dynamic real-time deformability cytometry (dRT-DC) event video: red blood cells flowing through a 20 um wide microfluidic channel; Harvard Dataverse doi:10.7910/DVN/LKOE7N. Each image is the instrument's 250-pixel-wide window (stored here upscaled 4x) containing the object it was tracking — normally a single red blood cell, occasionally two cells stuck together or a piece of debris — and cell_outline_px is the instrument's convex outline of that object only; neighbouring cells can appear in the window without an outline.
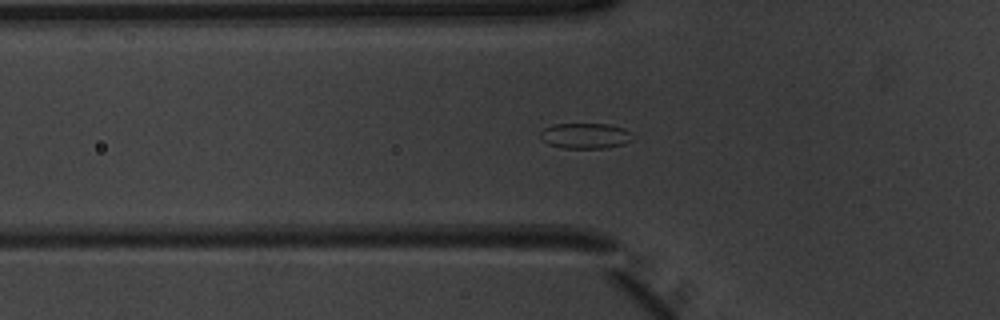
{"species": "common noctule bat (a hibernating species)", "species_latin": "Nyctalus noctula", "temperature_condition": "warm", "stored_images_in_passage": 37, "camera_frame_rate_fps": 3000, "um_per_image_px": 0.085, "animal": {"sex": "male", "body_mass_g": 20.1, "forearm_length_mm": 53.5}, "frame": {"image": 1, "passage_image": 2, "time_ms": 0.333, "image_size_px": [1000, 320], "cell_outline_px": [[632, 140], [624, 144], [604, 148], [564, 148], [548, 144], [540, 140], [540, 132], [544, 128], [552, 124], [608, 124], [624, 128], [632, 132]], "centroid_in_image_um": [49.74, 11.54], "position_along_channel_um": 76.1, "area_um2": 13.87}}
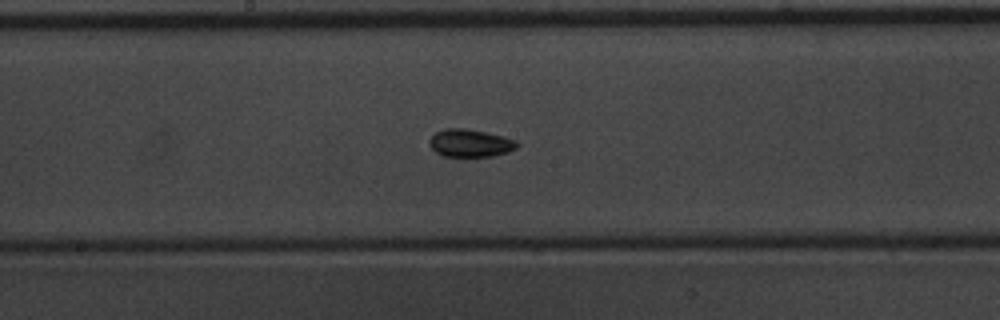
{"frame": {"image": 2, "passage_image": 12, "time_ms": 3.667, "image_size_px": [1000, 320], "cell_outline_px": [[520, 144], [516, 148], [508, 152], [492, 156], [444, 156], [436, 152], [428, 144], [428, 140], [436, 132], [444, 128], [468, 128], [504, 136], [516, 140]], "centroid_in_image_um": [39.97, 12.15], "position_along_channel_um": 208.2, "area_um2": 14.28}}
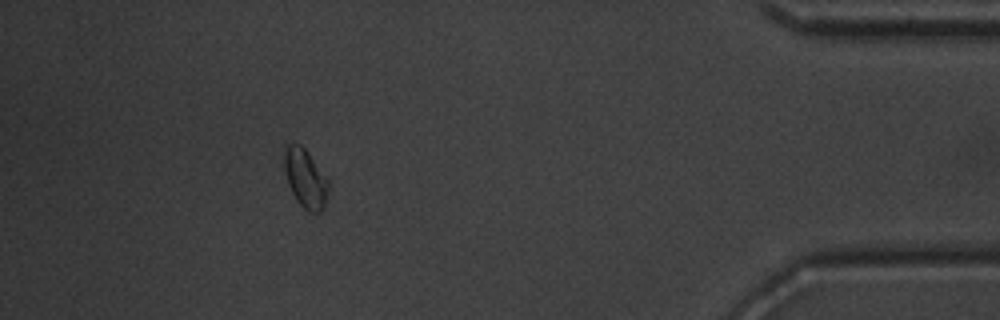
{"frame": {"image": 3, "passage_image": 31, "time_ms": 10.0, "image_size_px": [1000, 320], "cell_outline_px": [[328, 188], [324, 204], [320, 212], [308, 212], [296, 200], [288, 184], [284, 168], [284, 152], [288, 144], [300, 144], [308, 152], [328, 180]], "centroid_in_image_um": [25.94, 15.16], "position_along_channel_um": 409.3, "area_um2": 14.8}, "authors_computed_cell_mechanics": {"area_um2": 13.872, "velocity_mm_per_s": 3.9428, "shape_relaxation_time_tau1_ms": 3.5474, "shape_relaxation_time_tau2_ms": 2.9925, "deformation_change_tau1": 0.0616, "deformation_change_tau2": 0.074}}